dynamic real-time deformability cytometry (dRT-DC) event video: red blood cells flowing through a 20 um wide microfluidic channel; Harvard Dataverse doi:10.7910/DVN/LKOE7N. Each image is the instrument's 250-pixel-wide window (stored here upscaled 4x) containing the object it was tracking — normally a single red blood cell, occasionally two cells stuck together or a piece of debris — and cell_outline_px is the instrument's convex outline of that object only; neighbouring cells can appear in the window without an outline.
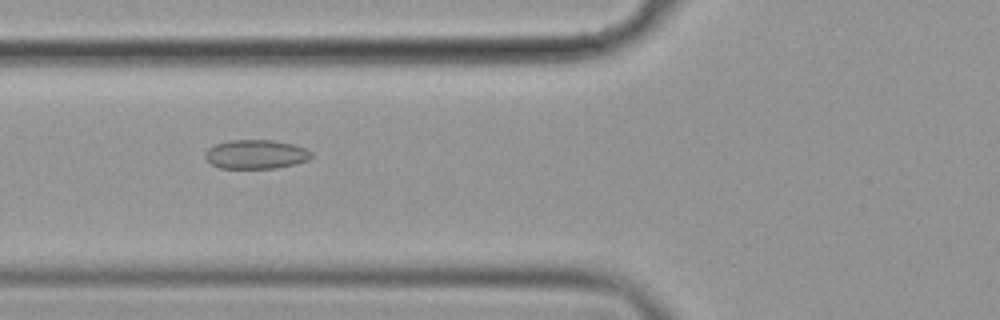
{"species": "common noctule bat (a hibernating species)", "species_latin": "Nyctalus noctula", "temperature_condition": "cold", "stored_images_in_passage": 57, "camera_frame_rate_fps": 3000, "um_per_image_px": 0.085, "animal": {"sex": "female", "body_mass_g": 19.9}, "frame": {"image": 1, "passage_image": 22, "time_ms": 7.0, "image_size_px": [1000, 320], "cell_outline_px": [[312, 156], [308, 160], [296, 164], [276, 168], [220, 168], [212, 164], [204, 156], [204, 152], [208, 148], [216, 144], [232, 140], [272, 140], [292, 144], [308, 148], [312, 152]], "centroid_in_image_um": [21.78, 13.11], "position_along_channel_um": 104.0, "area_um2": 18.03}}
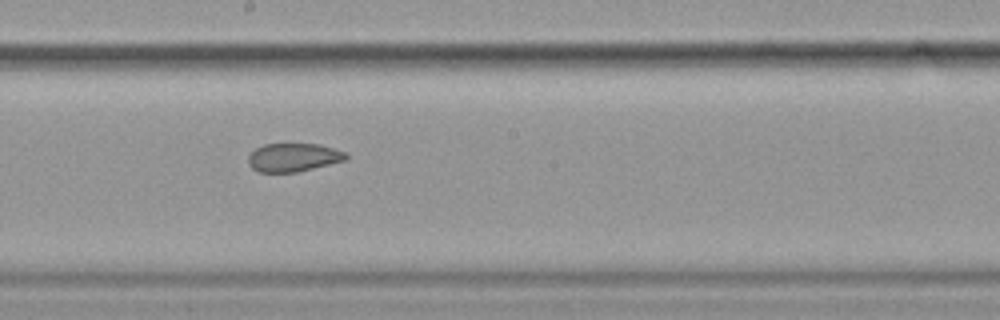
{"frame": {"image": 2, "passage_image": 32, "time_ms": 10.333, "image_size_px": [1000, 320], "cell_outline_px": [[348, 156], [344, 160], [296, 172], [260, 172], [252, 168], [248, 164], [248, 156], [256, 148], [264, 144], [320, 144], [348, 152]], "centroid_in_image_um": [24.93, 13.37], "position_along_channel_um": 223.3, "area_um2": 16.07}}
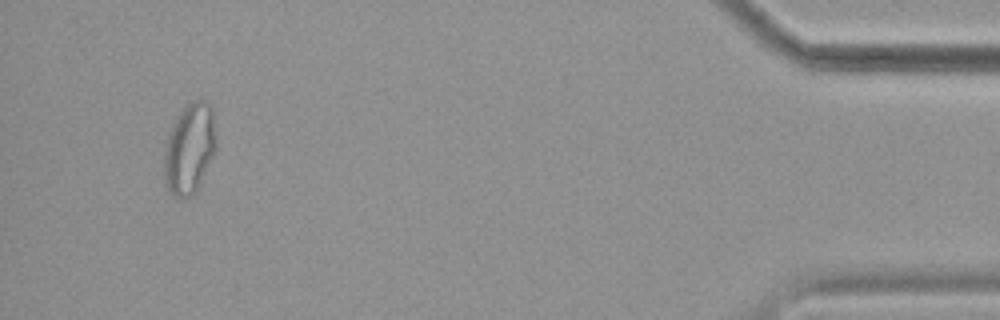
{"frame": {"image": 3, "passage_image": 54, "time_ms": 17.667, "image_size_px": [1000, 320], "cell_outline_px": [[216, 148], [196, 192], [188, 200], [180, 200], [168, 192], [164, 180], [164, 152], [168, 132], [176, 116], [192, 100], [204, 100], [212, 108], [216, 136]], "centroid_in_image_um": [16.08, 12.68], "position_along_channel_um": 419.1, "area_um2": 27.86}, "authors_computed_cell_mechanics": {"area_um2": 20.7502, "velocity_mm_per_s": 3.5806, "shape_relaxation_time_tau1_ms": null, "shape_relaxation_time_tau2_ms": 2.2794, "deformation_change_tau1": null, "deformation_change_tau2": 0.0724}}